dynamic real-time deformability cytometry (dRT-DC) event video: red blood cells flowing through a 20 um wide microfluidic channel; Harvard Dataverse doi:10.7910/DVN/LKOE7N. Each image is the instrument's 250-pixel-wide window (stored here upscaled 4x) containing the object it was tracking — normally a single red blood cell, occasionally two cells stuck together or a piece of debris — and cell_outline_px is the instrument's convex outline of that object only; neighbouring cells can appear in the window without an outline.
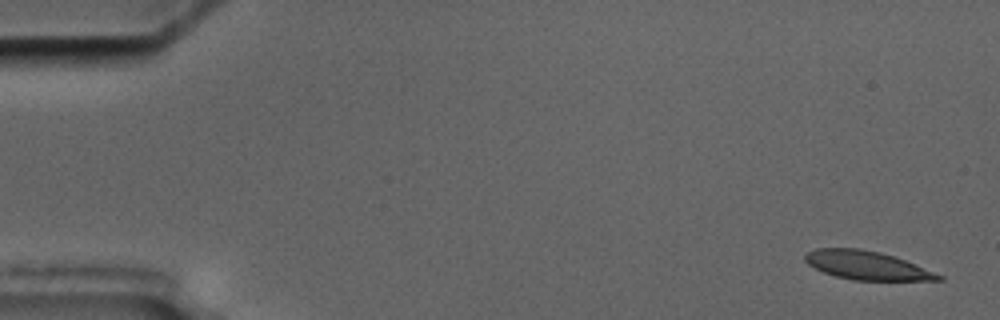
{"species": "common noctule bat (a hibernating species)", "species_latin": "Nyctalus noctula", "temperature_condition": "cold", "stored_images_in_passage": 5, "camera_frame_rate_fps": 3000, "um_per_image_px": 0.085, "animal": {"sex": "male", "body_mass_g": 17.5, "forearm_length_mm": 52.3}, "frame": {"image": 1, "passage_image": 1, "time_ms": 0.0, "image_size_px": [1000, 320], "cell_outline_px": [[944, 280], [852, 280], [836, 276], [824, 272], [808, 264], [804, 260], [804, 256], [808, 252], [816, 248], [860, 248], [892, 256], [904, 260], [944, 276]], "centroid_in_image_um": [73.65, 22.56], "position_along_channel_um": 11.4, "area_um2": 21.85}}
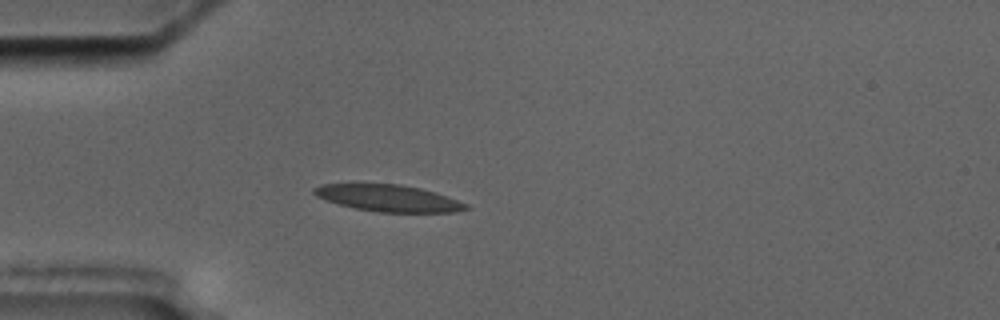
{"frame": {"image": 2, "passage_image": 5, "time_ms": 4.667, "image_size_px": [1000, 320], "cell_outline_px": [[468, 208], [456, 212], [376, 212], [356, 208], [340, 204], [316, 196], [312, 192], [312, 188], [320, 184], [400, 184], [420, 188], [436, 192], [468, 204]], "centroid_in_image_um": [33.02, 16.84], "position_along_channel_um": 52.0, "area_um2": 23.47}}